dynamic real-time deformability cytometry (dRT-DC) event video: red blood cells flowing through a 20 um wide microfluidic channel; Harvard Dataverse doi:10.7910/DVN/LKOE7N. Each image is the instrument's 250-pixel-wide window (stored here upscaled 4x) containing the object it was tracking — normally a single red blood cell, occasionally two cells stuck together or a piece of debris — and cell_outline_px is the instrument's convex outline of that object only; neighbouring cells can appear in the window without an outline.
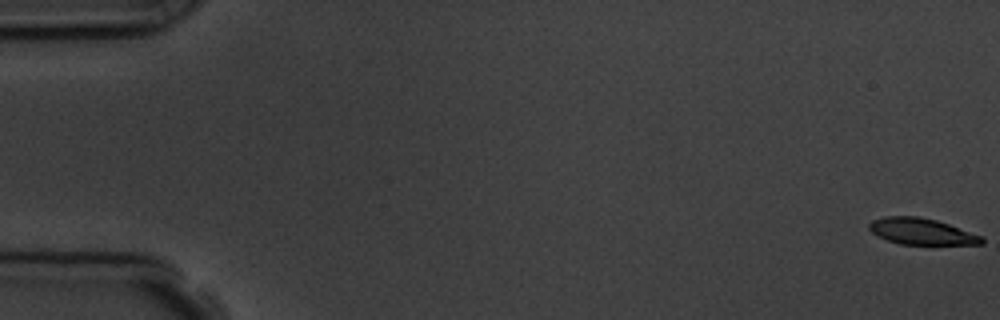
{"species": "common noctule bat (a hibernating species)", "species_latin": "Nyctalus noctula", "temperature_condition": "room temperature", "stored_images_in_passage": 8, "camera_frame_rate_fps": 3000, "um_per_image_px": 0.085, "animal": {"sex": "male", "body_mass_g": 19.5, "forearm_length_mm": 54.6}, "frame": {"image": 1, "passage_image": 1, "time_ms": 0.0, "image_size_px": [1000, 320], "cell_outline_px": [[984, 244], [900, 244], [876, 236], [868, 228], [868, 224], [872, 220], [884, 216], [920, 216], [936, 220], [984, 236]], "centroid_in_image_um": [78.32, 19.66], "position_along_channel_um": 6.7, "area_um2": 17.34}}
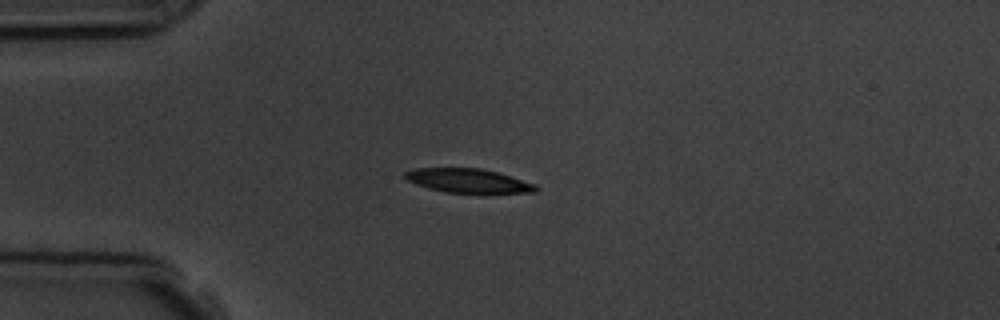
{"frame": {"image": 2, "passage_image": 5, "time_ms": 4.667, "image_size_px": [1000, 320], "cell_outline_px": [[540, 188], [536, 192], [444, 192], [428, 188], [416, 184], [408, 180], [404, 176], [404, 172], [416, 168], [480, 168], [512, 176], [536, 184]], "centroid_in_image_um": [39.8, 15.35], "position_along_channel_um": 45.2, "area_um2": 18.09}}